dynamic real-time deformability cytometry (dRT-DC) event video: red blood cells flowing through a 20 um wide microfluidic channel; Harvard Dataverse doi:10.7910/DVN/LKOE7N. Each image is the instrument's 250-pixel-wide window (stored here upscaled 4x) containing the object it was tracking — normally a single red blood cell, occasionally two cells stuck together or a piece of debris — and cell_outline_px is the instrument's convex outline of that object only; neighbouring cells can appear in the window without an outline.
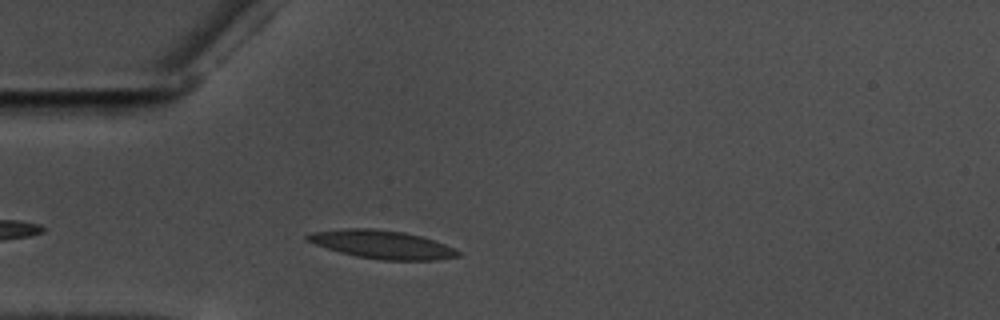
{"species": "common noctule bat (a hibernating species)", "species_latin": "Nyctalus noctula", "temperature_condition": "warm", "stored_images_in_passage": 35, "camera_frame_rate_fps": 3000, "um_per_image_px": 0.085, "animal": {"sex": "male", "body_mass_g": 17.5, "forearm_length_mm": 52.3}, "frame": {"image": 1, "passage_image": 5, "time_ms": 1.333, "image_size_px": [1000, 320], "cell_outline_px": [[460, 256], [436, 260], [380, 260], [356, 256], [340, 252], [304, 240], [304, 236], [312, 232], [344, 228], [376, 228], [404, 232], [420, 236], [456, 248], [460, 252]], "centroid_in_image_um": [32.47, 20.77], "position_along_channel_um": 52.5, "area_um2": 24.85}}
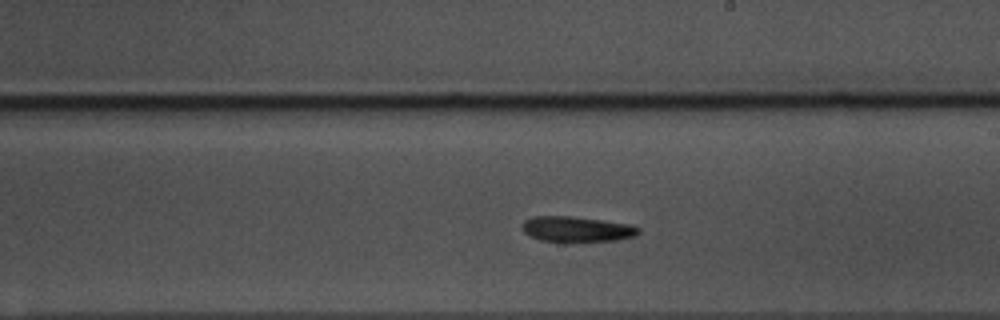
{"frame": {"image": 2, "passage_image": 18, "time_ms": 5.667, "image_size_px": [1000, 320], "cell_outline_px": [[640, 232], [636, 236], [616, 240], [572, 244], [564, 244], [540, 240], [528, 236], [520, 228], [520, 224], [524, 220], [532, 216], [568, 216], [600, 220], [628, 224], [640, 228]], "centroid_in_image_um": [48.95, 19.52], "position_along_channel_um": 240.1, "area_um2": 18.09}}
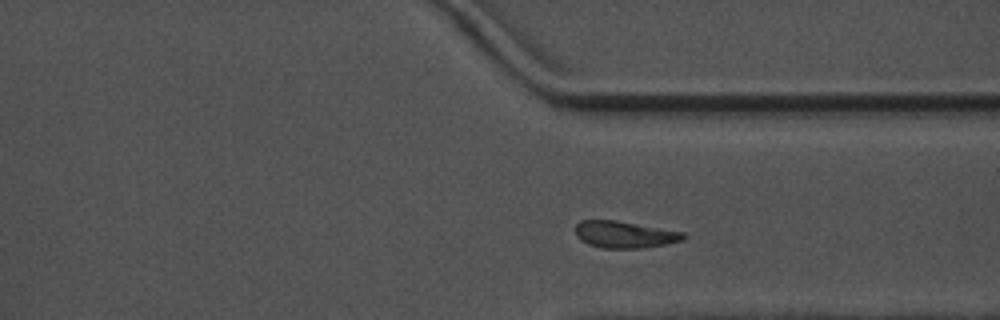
{"frame": {"image": 3, "passage_image": 28, "time_ms": 9.0, "image_size_px": [1000, 320], "cell_outline_px": [[688, 236], [684, 240], [664, 244], [640, 248], [600, 248], [588, 244], [580, 240], [576, 236], [576, 224], [580, 220], [616, 220], [684, 232]], "centroid_in_image_um": [53.08, 19.93], "position_along_channel_um": 358.3, "area_um2": 16.94}, "authors_computed_cell_mechanics": {"area_um2": 18.0336, "velocity_mm_per_s": 3.5385, "shape_relaxation_time_tau1_ms": 9.8242, "shape_relaxation_time_tau2_ms": null, "deformation_change_tau1": 0.1808, "deformation_change_tau2": null}}